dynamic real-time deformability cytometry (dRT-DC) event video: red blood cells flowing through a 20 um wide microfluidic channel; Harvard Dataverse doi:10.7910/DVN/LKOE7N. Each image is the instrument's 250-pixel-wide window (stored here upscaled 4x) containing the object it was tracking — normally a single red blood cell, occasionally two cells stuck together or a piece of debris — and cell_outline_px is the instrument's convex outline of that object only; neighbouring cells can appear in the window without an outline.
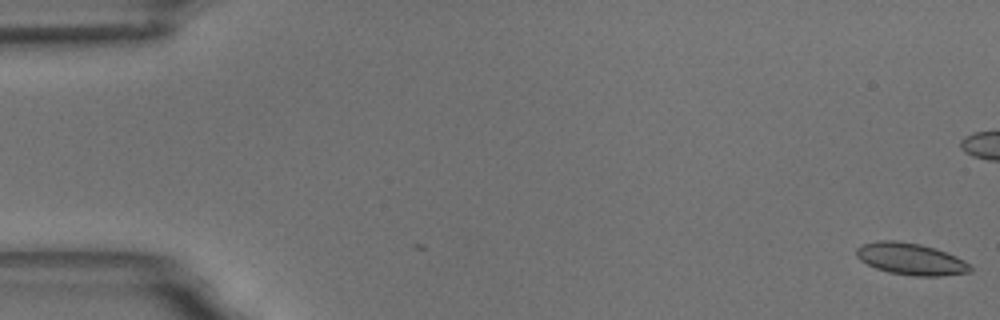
{"species": "common noctule bat (a hibernating species)", "species_latin": "Nyctalus noctula", "temperature_condition": "room temperature", "stored_images_in_passage": 2, "camera_frame_rate_fps": 3000, "um_per_image_px": 0.085, "animal": {"sex": "male", "body_mass_g": 18.8}, "frame": {"image": 1, "passage_image": 2, "time_ms": 0.333, "image_size_px": [1000, 320], "cell_outline_px": [[972, 272], [940, 276], [912, 276], [888, 272], [876, 268], [860, 260], [856, 256], [856, 248], [860, 244], [880, 240], [896, 240], [920, 244], [936, 248], [956, 256], [964, 260], [972, 268]], "centroid_in_image_um": [77.41, 22.01], "position_along_channel_um": 7.6, "area_um2": 21.27}}